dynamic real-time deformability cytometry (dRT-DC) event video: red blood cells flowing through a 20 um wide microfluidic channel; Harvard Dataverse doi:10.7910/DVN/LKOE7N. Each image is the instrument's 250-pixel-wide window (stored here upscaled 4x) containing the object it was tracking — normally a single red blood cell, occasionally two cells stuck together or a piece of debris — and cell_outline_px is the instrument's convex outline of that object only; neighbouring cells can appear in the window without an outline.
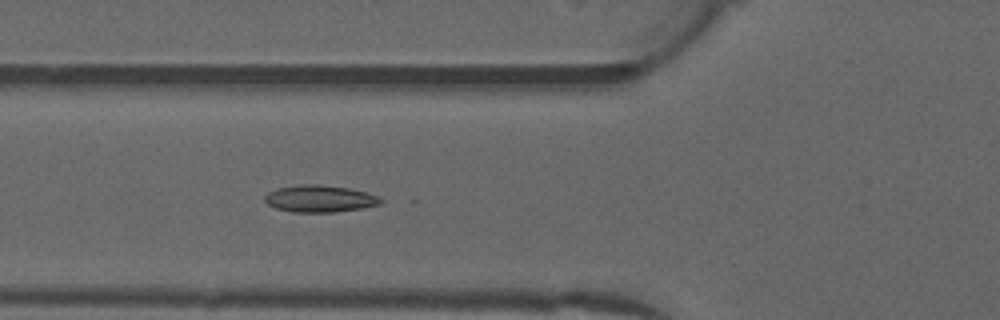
{"species": "common noctule bat (a hibernating species)", "species_latin": "Nyctalus noctula", "temperature_condition": "warm", "stored_images_in_passage": 50, "camera_frame_rate_fps": 3000, "um_per_image_px": 0.085, "animal": {"sex": "male", "forearm_length_mm": 52.5}, "frame": {"image": 1, "passage_image": 18, "time_ms": 5.667, "image_size_px": [1000, 320], "cell_outline_px": [[384, 200], [380, 204], [360, 208], [336, 212], [292, 212], [276, 208], [268, 204], [264, 200], [264, 196], [268, 192], [276, 188], [300, 184], [320, 184], [348, 188], [368, 192], [380, 196]], "centroid_in_image_um": [27.18, 16.88], "position_along_channel_um": 98.6, "area_um2": 18.38}}
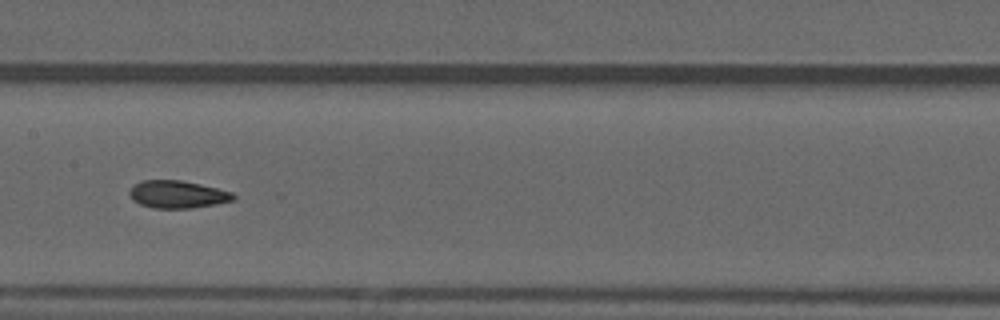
{"frame": {"image": 2, "passage_image": 25, "time_ms": 8.0, "image_size_px": [1000, 320], "cell_outline_px": [[236, 196], [232, 200], [192, 208], [152, 208], [140, 204], [132, 200], [128, 192], [132, 184], [144, 180], [180, 180], [200, 184], [232, 192]], "centroid_in_image_um": [15.02, 16.51], "position_along_channel_um": 192.4, "area_um2": 16.59}}
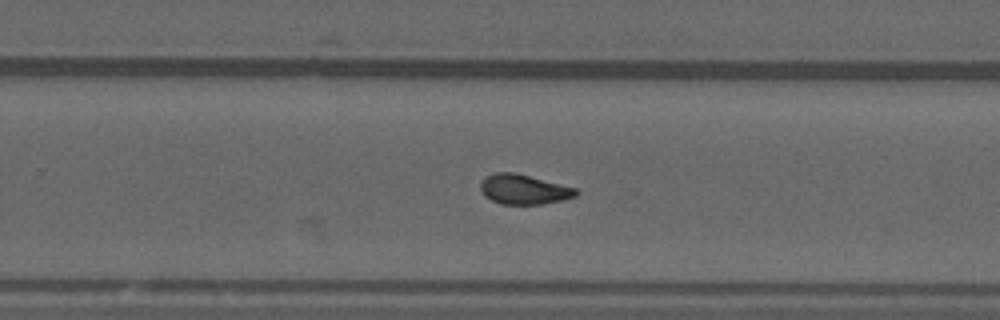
{"frame": {"image": 3, "passage_image": 32, "time_ms": 10.333, "image_size_px": [1000, 320], "cell_outline_px": [[580, 192], [576, 196], [564, 200], [544, 204], [500, 204], [484, 196], [480, 188], [480, 184], [488, 176], [496, 172], [512, 172], [576, 188]], "centroid_in_image_um": [44.54, 16.12], "position_along_channel_um": 285.3, "area_um2": 16.42}, "authors_computed_cell_mechanics": {"area_um2": 16.9065, "velocity_mm_per_s": 4.0086, "shape_relaxation_time_tau1_ms": 10.2488, "shape_relaxation_time_tau2_ms": 3.3094, "deformation_change_tau1": 0.2851, "deformation_change_tau2": 0.0612}}